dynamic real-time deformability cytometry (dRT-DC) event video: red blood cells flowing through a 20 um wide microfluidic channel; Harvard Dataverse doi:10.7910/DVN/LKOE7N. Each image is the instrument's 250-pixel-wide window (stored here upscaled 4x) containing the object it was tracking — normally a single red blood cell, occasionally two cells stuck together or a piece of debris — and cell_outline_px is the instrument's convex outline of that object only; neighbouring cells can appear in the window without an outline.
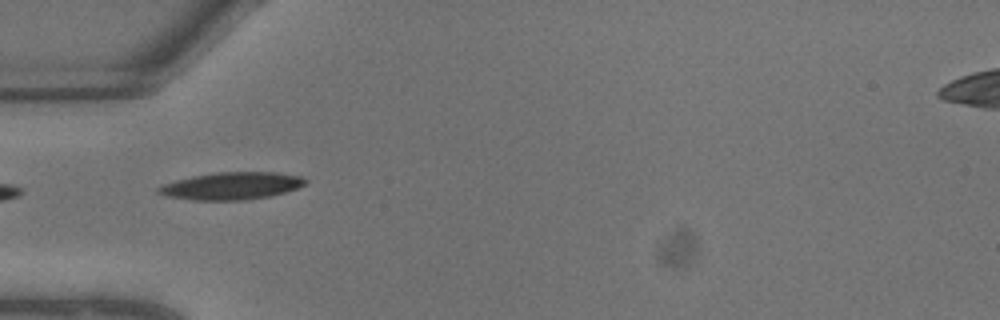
{"species": "common noctule bat (a hibernating species)", "species_latin": "Nyctalus noctula", "temperature_condition": "warm", "stored_images_in_passage": 2, "camera_frame_rate_fps": 3000, "um_per_image_px": 0.085, "animal": {"sex": "male", "body_mass_g": 13.3}, "frame": {"image": 1, "passage_image": 1, "time_ms": 0.0, "image_size_px": [1000, 320], "cell_outline_px": [[308, 180], [304, 184], [296, 188], [272, 196], [244, 200], [192, 200], [168, 196], [156, 192], [156, 188], [160, 184], [192, 176], [216, 172], [276, 172], [300, 176]], "centroid_in_image_um": [19.64, 15.8], "position_along_channel_um": 65.4, "area_um2": 23.47}}